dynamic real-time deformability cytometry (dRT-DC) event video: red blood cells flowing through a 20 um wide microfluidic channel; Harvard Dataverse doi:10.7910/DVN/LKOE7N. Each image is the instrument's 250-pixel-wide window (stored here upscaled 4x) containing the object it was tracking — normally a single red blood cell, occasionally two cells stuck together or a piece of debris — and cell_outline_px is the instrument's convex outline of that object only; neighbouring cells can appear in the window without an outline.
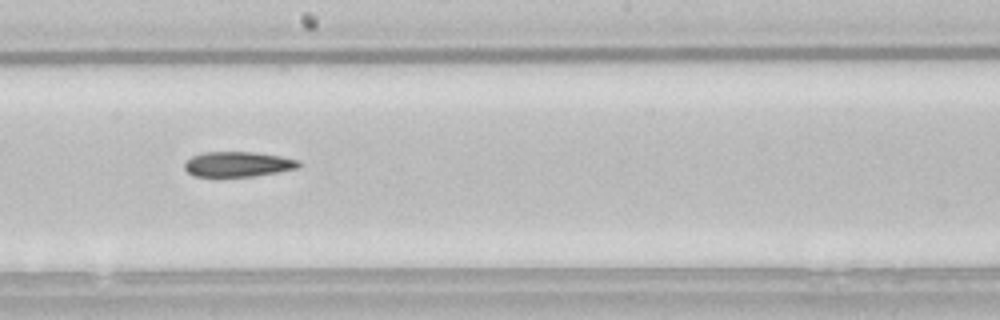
{"species": "common noctule bat (a hibernating species)", "species_latin": "Nyctalus noctula", "temperature_condition": "room temperature", "stored_images_in_passage": 41, "camera_frame_rate_fps": 3000, "um_per_image_px": 0.085, "animal": {"sex": "male", "body_mass_g": 21.5, "forearm_length_mm": 52.0}, "frame": {"image": 1, "passage_image": 24, "time_ms": 7.667, "image_size_px": [1000, 320], "cell_outline_px": [[300, 164], [296, 168], [276, 172], [252, 176], [196, 176], [188, 172], [184, 168], [184, 164], [192, 156], [204, 152], [252, 152], [280, 156], [300, 160]], "centroid_in_image_um": [20.21, 13.95], "position_along_channel_um": 228.0, "area_um2": 16.42}}